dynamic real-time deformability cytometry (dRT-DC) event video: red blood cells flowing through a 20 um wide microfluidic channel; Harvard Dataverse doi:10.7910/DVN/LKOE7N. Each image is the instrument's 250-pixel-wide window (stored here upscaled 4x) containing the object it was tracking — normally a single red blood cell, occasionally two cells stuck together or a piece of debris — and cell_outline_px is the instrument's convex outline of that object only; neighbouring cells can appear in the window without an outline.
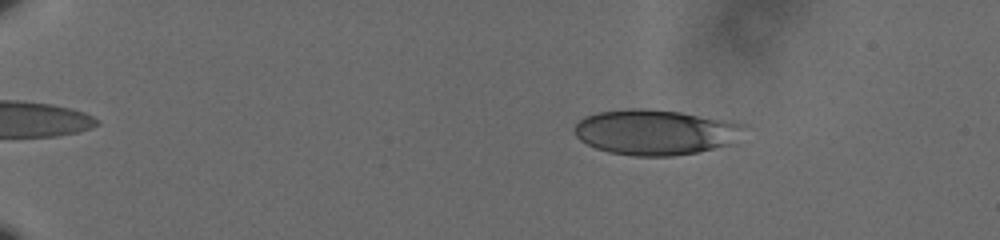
{"species": "human", "species_latin": "Homo sapiens", "temperature_condition": "cold", "stored_images_in_passage": 45, "camera_frame_rate_fps": 3000, "um_per_image_px": 0.085, "donor": {"sex": "male"}, "frame": {"image": 1, "passage_image": 11, "time_ms": 3.333, "image_size_px": [1000, 240], "cell_outline_px": [[748, 128], [732, 144], [696, 152], [672, 156], [632, 156], [608, 152], [596, 148], [580, 140], [576, 136], [572, 128], [584, 116], [596, 112], [628, 108], [644, 108], [680, 112], [732, 120], [748, 124]], "centroid_in_image_um": [55.75, 11.22], "position_along_channel_um": 29.3, "area_um2": 45.49}}
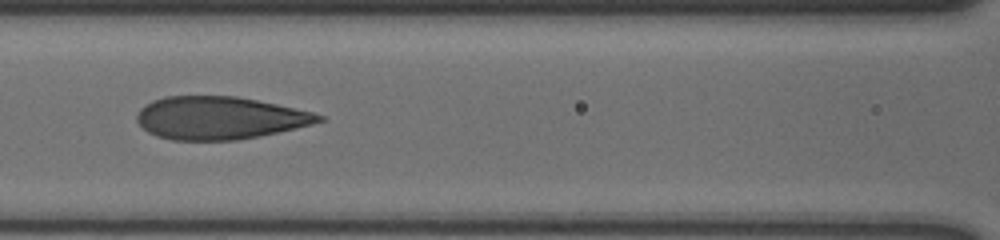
{"frame": {"image": 2, "passage_image": 30, "time_ms": 9.667, "image_size_px": [1000, 240], "cell_outline_px": [[328, 120], [296, 128], [260, 136], [236, 140], [172, 140], [156, 136], [148, 132], [136, 120], [136, 116], [140, 108], [144, 104], [152, 100], [164, 96], [236, 96], [276, 104], [312, 112], [324, 116]], "centroid_in_image_um": [18.65, 10.02], "position_along_channel_um": 148.0, "area_um2": 45.37}}
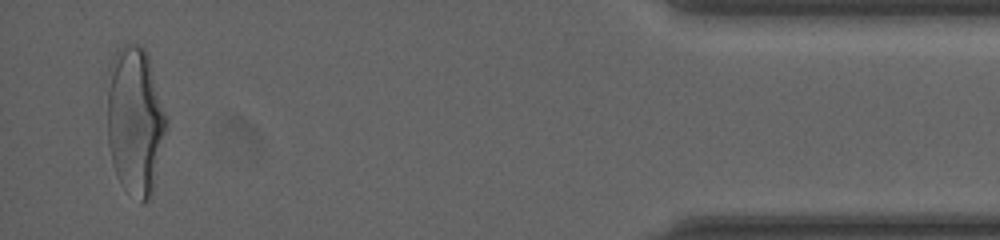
{"frame": {"image": 3, "passage_image": 45, "time_ms": 14.667, "image_size_px": [1000, 240], "cell_outline_px": [[168, 128], [152, 192], [148, 200], [140, 204], [120, 184], [116, 176], [112, 164], [108, 144], [108, 92], [112, 56], [116, 48], [124, 44], [136, 44], [144, 48], [148, 52], [168, 116]], "centroid_in_image_um": [11.52, 10.26], "position_along_channel_um": 423.7, "area_um2": 52.08}, "authors_computed_cell_mechanics": {"area_um2": 45.4886, "velocity_mm_per_s": 3.6795, "shape_relaxation_time_tau1_ms": null, "shape_relaxation_time_tau2_ms": 0.9573, "deformation_change_tau1": null, "deformation_change_tau2": 0.0939}}